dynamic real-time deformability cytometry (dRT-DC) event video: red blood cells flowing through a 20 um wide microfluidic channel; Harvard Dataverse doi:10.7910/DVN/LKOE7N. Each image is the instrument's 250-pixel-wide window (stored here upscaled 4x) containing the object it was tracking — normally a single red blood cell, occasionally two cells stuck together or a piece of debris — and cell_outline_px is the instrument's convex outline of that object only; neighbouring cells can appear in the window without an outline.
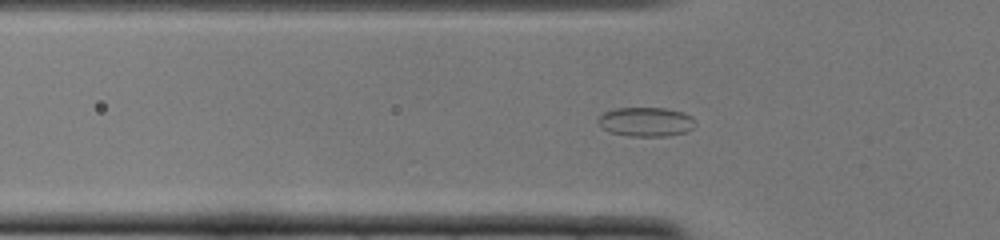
{"species": "common noctule bat (a hibernating species)", "species_latin": "Nyctalus noctula", "temperature_condition": "cold", "stored_images_in_passage": 37, "camera_frame_rate_fps": 3000, "um_per_image_px": 0.085, "animal": {"sex": "female", "body_mass_g": 22.0, "forearm_length_mm": 56.7}, "frame": {"image": 1, "passage_image": 11, "time_ms": 3.333, "image_size_px": [1000, 240], "cell_outline_px": [[696, 124], [692, 128], [684, 132], [668, 136], [628, 136], [608, 132], [596, 120], [604, 112], [616, 108], [664, 108], [684, 112], [692, 116], [696, 120]], "centroid_in_image_um": [54.92, 10.35], "position_along_channel_um": 70.9, "area_um2": 16.65}}
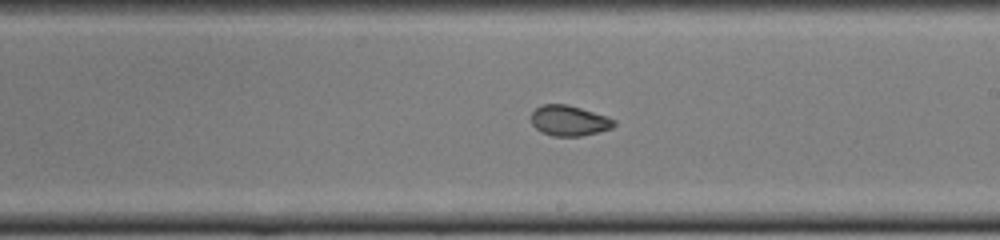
{"frame": {"image": 2, "passage_image": 24, "time_ms": 7.667, "image_size_px": [1000, 240], "cell_outline_px": [[616, 124], [612, 128], [580, 136], [552, 136], [540, 132], [532, 124], [532, 112], [536, 108], [544, 104], [568, 104], [608, 116], [616, 120]], "centroid_in_image_um": [48.39, 10.25], "position_along_channel_um": 240.6, "area_um2": 14.74}}
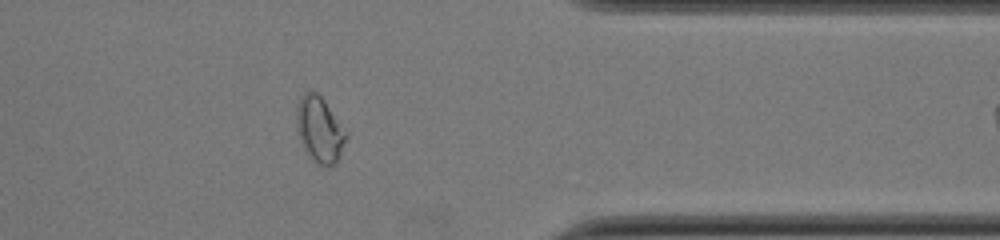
{"frame": {"image": 3, "passage_image": 36, "time_ms": 11.667, "image_size_px": [1000, 240], "cell_outline_px": [[348, 136], [336, 164], [328, 168], [324, 168], [316, 164], [308, 156], [304, 148], [296, 128], [296, 112], [300, 96], [304, 92], [316, 92], [324, 100], [348, 132]], "centroid_in_image_um": [27.18, 11.06], "position_along_channel_um": 384.2, "area_um2": 19.31}}